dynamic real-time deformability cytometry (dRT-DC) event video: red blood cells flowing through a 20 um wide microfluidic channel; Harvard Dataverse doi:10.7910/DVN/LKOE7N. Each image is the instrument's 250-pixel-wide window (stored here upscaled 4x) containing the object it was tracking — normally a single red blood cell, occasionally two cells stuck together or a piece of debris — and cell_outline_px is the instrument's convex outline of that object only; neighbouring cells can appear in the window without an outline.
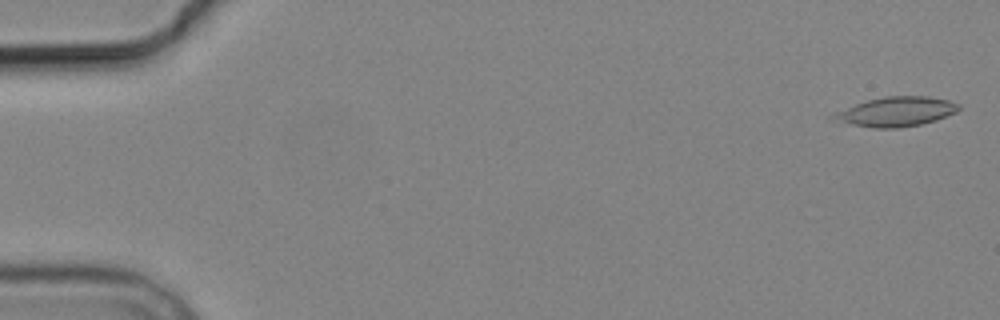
{"species": "common noctule bat (a hibernating species)", "species_latin": "Nyctalus noctula", "temperature_condition": "cold", "stored_images_in_passage": 8, "camera_frame_rate_fps": 3000, "um_per_image_px": 0.085, "animal": {"sex": "male", "body_mass_g": 19.2, "forearm_length_mm": 51.8}, "frame": {"image": 1, "passage_image": 1, "time_ms": 0.0, "image_size_px": [1000, 320], "cell_outline_px": [[960, 108], [956, 112], [936, 120], [920, 124], [896, 128], [872, 128], [828, 120], [828, 116], [832, 112], [868, 100], [884, 96], [928, 96], [948, 100], [960, 104]], "centroid_in_image_um": [76.09, 9.49], "position_along_channel_um": 8.9, "area_um2": 21.79}}